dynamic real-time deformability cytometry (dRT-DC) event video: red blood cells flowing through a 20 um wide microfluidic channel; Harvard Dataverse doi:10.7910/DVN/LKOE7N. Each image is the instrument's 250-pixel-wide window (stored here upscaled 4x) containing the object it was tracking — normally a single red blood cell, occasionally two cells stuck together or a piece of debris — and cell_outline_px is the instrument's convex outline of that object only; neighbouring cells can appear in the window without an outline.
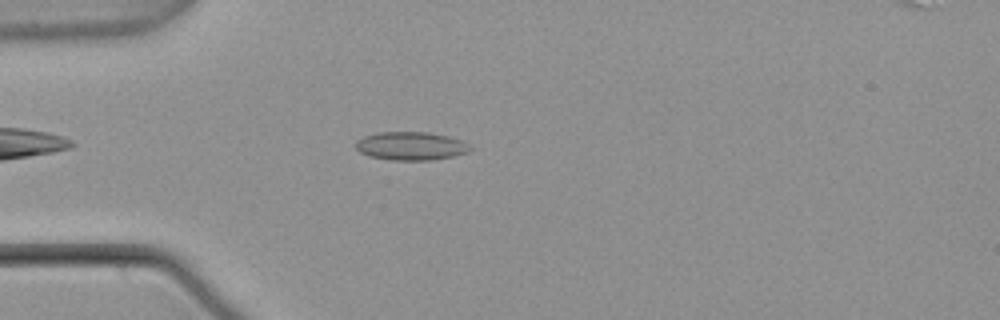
{"species": "common noctule bat (a hibernating species)", "species_latin": "Nyctalus noctula", "temperature_condition": "warm", "stored_images_in_passage": 46, "camera_frame_rate_fps": 3000, "um_per_image_px": 0.085, "animal": {"sex": "male", "body_mass_g": 21.5, "forearm_length_mm": 52.0}, "frame": {"image": 1, "passage_image": 7, "time_ms": 2.0, "image_size_px": [1000, 320], "cell_outline_px": [[472, 148], [468, 152], [452, 156], [432, 160], [392, 160], [368, 156], [360, 152], [356, 148], [356, 140], [364, 136], [376, 132], [428, 132], [448, 136], [460, 140], [468, 144]], "centroid_in_image_um": [34.9, 12.4], "position_along_channel_um": 50.1, "area_um2": 18.9}}
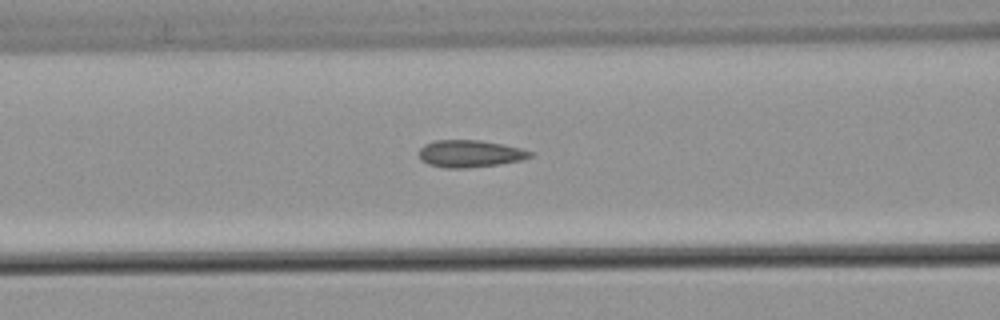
{"frame": {"image": 2, "passage_image": 14, "time_ms": 4.333, "image_size_px": [1000, 320], "cell_outline_px": [[536, 152], [532, 156], [520, 160], [500, 164], [464, 168], [444, 168], [428, 164], [420, 160], [420, 148], [424, 144], [436, 140], [480, 140], [504, 144]], "centroid_in_image_um": [39.96, 13.06], "position_along_channel_um": 126.6, "area_um2": 17.69}}
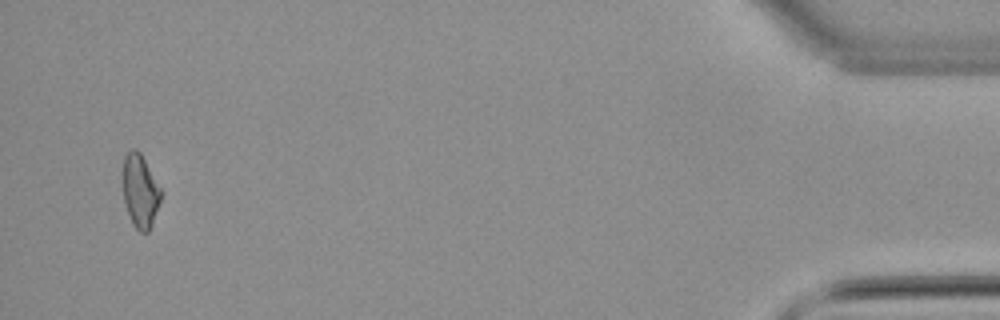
{"frame": {"image": 3, "passage_image": 44, "time_ms": 14.333, "image_size_px": [1000, 320], "cell_outline_px": [[160, 200], [148, 232], [140, 232], [132, 224], [124, 200], [120, 172], [124, 156], [132, 148], [136, 148], [140, 152], [160, 188]], "centroid_in_image_um": [11.84, 16.18], "position_along_channel_um": 423.4, "area_um2": 16.24}, "authors_computed_cell_mechanics": {"area_um2": 16.9065, "velocity_mm_per_s": 3.8047, "shape_relaxation_time_tau1_ms": null, "shape_relaxation_time_tau2_ms": 1.7521, "deformation_change_tau1": null, "deformation_change_tau2": 0.0796}}